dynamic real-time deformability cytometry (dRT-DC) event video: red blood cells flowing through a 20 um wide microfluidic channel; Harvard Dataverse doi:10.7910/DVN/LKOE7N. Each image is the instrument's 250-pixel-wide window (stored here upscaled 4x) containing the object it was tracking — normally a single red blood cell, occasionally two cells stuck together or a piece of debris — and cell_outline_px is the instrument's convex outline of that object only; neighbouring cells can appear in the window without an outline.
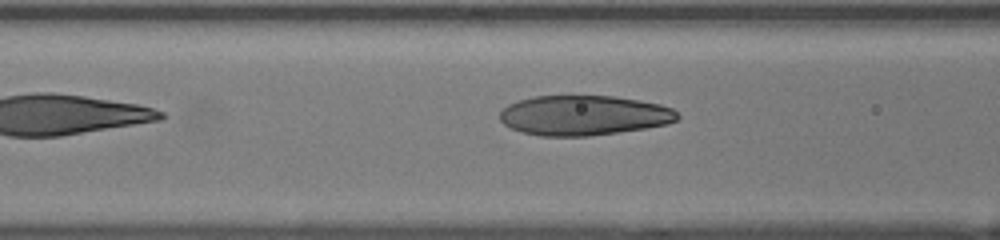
{"species": "human", "species_latin": "Homo sapiens", "temperature_condition": "room temperature", "stored_images_in_passage": 6, "camera_frame_rate_fps": 3000, "um_per_image_px": 0.085, "donor": {"sex": "female"}, "frame": {"image": 1, "passage_image": 4, "time_ms": 1.0, "image_size_px": [1000, 240], "cell_outline_px": [[680, 116], [676, 120], [668, 124], [644, 128], [588, 136], [540, 136], [520, 132], [504, 124], [500, 120], [500, 112], [508, 104], [532, 96], [616, 96], [640, 100], [660, 104], [672, 108]], "centroid_in_image_um": [49.61, 9.8], "position_along_channel_um": 117.0, "area_um2": 41.33}}